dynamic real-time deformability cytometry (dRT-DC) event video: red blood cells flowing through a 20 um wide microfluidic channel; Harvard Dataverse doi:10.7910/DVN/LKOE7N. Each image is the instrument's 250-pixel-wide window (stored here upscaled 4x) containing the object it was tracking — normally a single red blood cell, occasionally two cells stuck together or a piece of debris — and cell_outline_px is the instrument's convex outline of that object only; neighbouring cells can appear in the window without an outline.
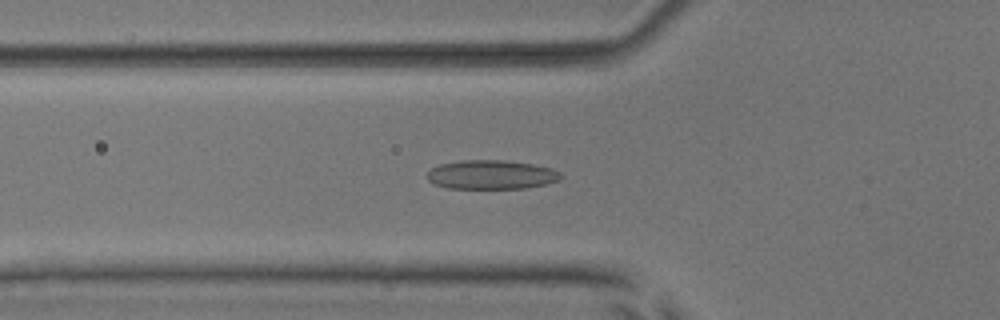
{"species": "common noctule bat (a hibernating species)", "species_latin": "Nyctalus noctula", "temperature_condition": "room temperature", "stored_images_in_passage": 54, "camera_frame_rate_fps": 3000, "um_per_image_px": 0.085, "animal": {"sex": "male", "body_mass_g": 17.9, "forearm_length_mm": 54.2}, "frame": {"image": 1, "passage_image": 19, "time_ms": 6.0, "image_size_px": [1000, 320], "cell_outline_px": [[564, 176], [560, 180], [548, 184], [528, 188], [448, 188], [436, 184], [428, 180], [428, 172], [432, 168], [440, 164], [460, 160], [504, 160], [532, 164], [552, 168], [560, 172]], "centroid_in_image_um": [41.82, 14.84], "position_along_channel_um": 84.0, "area_um2": 22.72}}
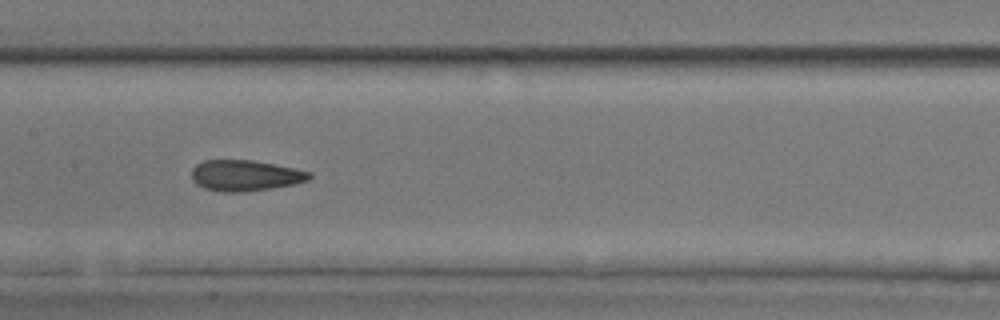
{"frame": {"image": 2, "passage_image": 27, "time_ms": 8.667, "image_size_px": [1000, 320], "cell_outline_px": [[312, 176], [308, 180], [292, 184], [272, 188], [244, 192], [224, 192], [204, 188], [196, 184], [192, 180], [192, 168], [196, 164], [204, 160], [252, 160], [312, 172]], "centroid_in_image_um": [20.81, 14.92], "position_along_channel_um": 186.6, "area_um2": 21.1}}
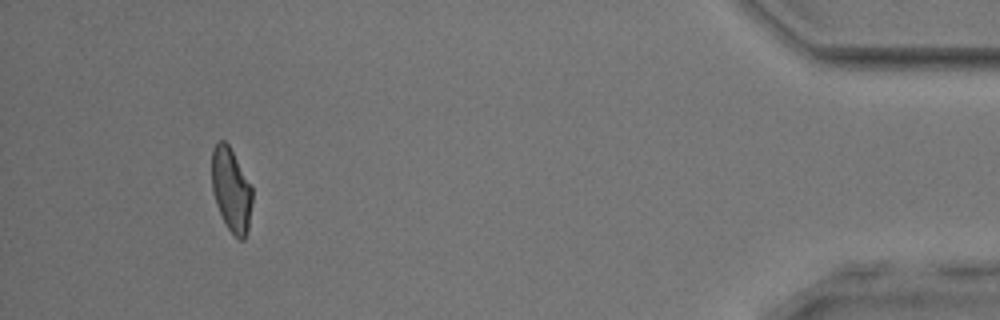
{"frame": {"image": 3, "passage_image": 50, "time_ms": 16.333, "image_size_px": [1000, 320], "cell_outline_px": [[252, 204], [248, 228], [244, 240], [240, 240], [228, 228], [216, 204], [212, 192], [212, 148], [220, 140], [224, 140], [228, 144], [252, 188]], "centroid_in_image_um": [19.64, 16.14], "position_along_channel_um": 415.6, "area_um2": 19.42}, "authors_computed_cell_mechanics": {"area_um2": 21.2415, "velocity_mm_per_s": 3.8347, "shape_relaxation_time_tau1_ms": 7.8012, "shape_relaxation_time_tau2_ms": 2.3801, "deformation_change_tau1": 0.1883, "deformation_change_tau2": 0.0852}}